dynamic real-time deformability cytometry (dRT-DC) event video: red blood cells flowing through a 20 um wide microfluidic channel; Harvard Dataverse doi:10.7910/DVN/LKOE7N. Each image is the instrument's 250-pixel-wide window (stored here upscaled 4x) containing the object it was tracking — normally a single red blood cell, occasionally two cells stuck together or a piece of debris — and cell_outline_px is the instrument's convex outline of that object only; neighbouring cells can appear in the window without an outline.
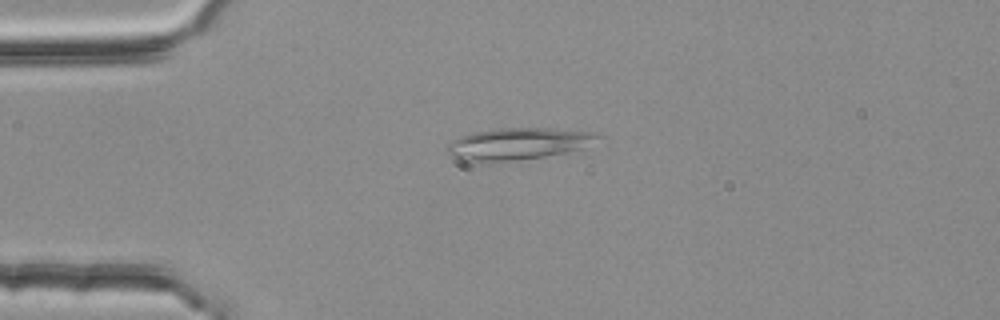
{"species": "common noctule bat (a hibernating species)", "species_latin": "Nyctalus noctula", "temperature_condition": "room temperature", "stored_images_in_passage": 1, "camera_frame_rate_fps": 3000, "um_per_image_px": 0.085, "animal": {"sex": "female", "body_mass_g": 25.1}, "frame": {"image": 1, "passage_image": 1, "time_ms": 0.0, "image_size_px": [1000, 320], "cell_outline_px": [[604, 136], [588, 148], [544, 156], [512, 160], [464, 160], [452, 156], [448, 152], [448, 144], [452, 140], [468, 132], [500, 128], [544, 128], [596, 132]], "centroid_in_image_um": [44.14, 12.18], "position_along_channel_um": 40.9, "area_um2": 27.74}}